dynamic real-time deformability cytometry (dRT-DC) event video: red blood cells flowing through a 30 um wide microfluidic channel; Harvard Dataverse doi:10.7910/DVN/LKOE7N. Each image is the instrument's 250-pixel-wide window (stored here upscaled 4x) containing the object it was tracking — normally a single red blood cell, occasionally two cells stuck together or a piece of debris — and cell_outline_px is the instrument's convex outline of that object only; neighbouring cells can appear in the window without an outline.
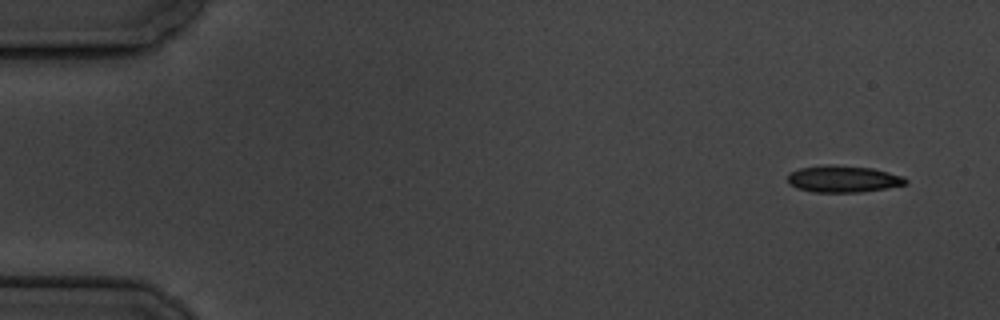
{"species": "common noctule bat (a hibernating species)", "species_latin": "Nyctalus noctula", "temperature_condition": "cold", "stored_images_in_passage": 5, "camera_frame_rate_fps": 3000, "um_per_image_px": 0.085, "animal": {"sex": "male", "body_mass_g": 19.5, "forearm_length_mm": 54.6}, "frame": {"image": 1, "passage_image": 1, "time_ms": 0.0, "image_size_px": [1000, 320], "cell_outline_px": [[908, 184], [860, 192], [812, 192], [796, 188], [788, 184], [788, 172], [800, 168], [872, 168], [904, 176], [908, 180]], "centroid_in_image_um": [71.69, 15.27], "position_along_channel_um": 13.3, "area_um2": 17.46}}